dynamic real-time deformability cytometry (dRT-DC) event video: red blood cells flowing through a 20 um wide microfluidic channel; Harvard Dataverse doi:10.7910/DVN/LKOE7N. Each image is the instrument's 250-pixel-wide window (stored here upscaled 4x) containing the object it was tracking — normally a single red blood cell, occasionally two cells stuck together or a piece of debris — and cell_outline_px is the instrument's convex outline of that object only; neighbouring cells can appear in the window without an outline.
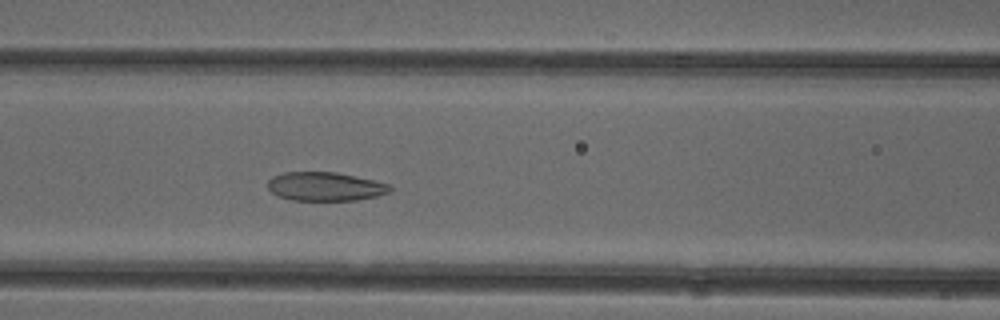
{"species": "common noctule bat (a hibernating species)", "species_latin": "Nyctalus noctula", "temperature_condition": "cold", "stored_images_in_passage": 40, "camera_frame_rate_fps": 3000, "um_per_image_px": 0.085, "animal": {"sex": "female"}, "frame": {"image": 1, "passage_image": 13, "time_ms": 4.0, "image_size_px": [1000, 320], "cell_outline_px": [[392, 192], [376, 196], [356, 200], [292, 200], [280, 196], [272, 192], [268, 188], [268, 180], [272, 176], [284, 172], [336, 172], [372, 180], [388, 184], [392, 188]], "centroid_in_image_um": [27.63, 15.85], "position_along_channel_um": 139.0, "area_um2": 20.35}}
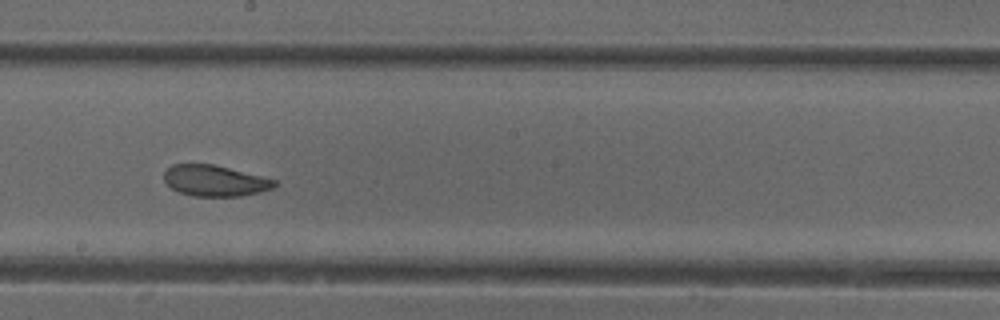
{"frame": {"image": 2, "passage_image": 20, "time_ms": 6.333, "image_size_px": [1000, 320], "cell_outline_px": [[276, 184], [272, 188], [260, 192], [240, 196], [192, 196], [180, 192], [172, 188], [164, 180], [164, 172], [172, 164], [212, 164], [276, 180]], "centroid_in_image_um": [18.24, 15.36], "position_along_channel_um": 230.0, "area_um2": 19.65}}
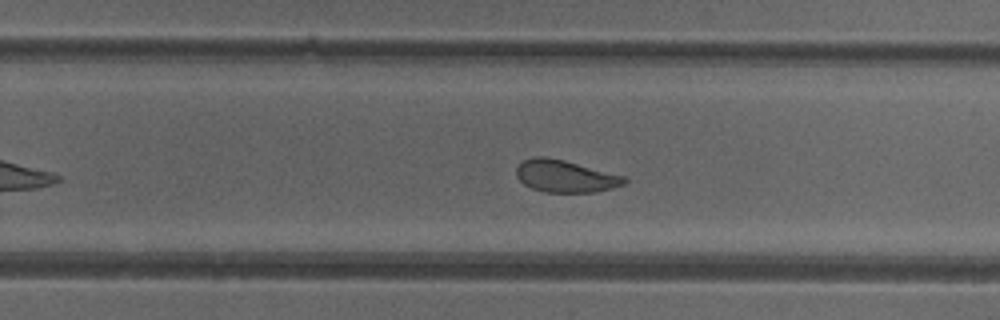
{"frame": {"image": 3, "passage_image": 24, "time_ms": 7.667, "image_size_px": [1000, 320], "cell_outline_px": [[628, 180], [624, 184], [612, 188], [596, 192], [544, 192], [532, 188], [524, 184], [516, 176], [516, 168], [524, 160], [532, 156], [544, 156], [564, 160], [624, 176]], "centroid_in_image_um": [48.03, 14.97], "position_along_channel_um": 281.8, "area_um2": 20.17}, "authors_computed_cell_mechanics": {"area_um2": 20.9236, "velocity_mm_per_s": 3.9034, "shape_relaxation_time_tau1_ms": null, "shape_relaxation_time_tau2_ms": 1.7806, "deformation_change_tau1": null, "deformation_change_tau2": 0.0739}}